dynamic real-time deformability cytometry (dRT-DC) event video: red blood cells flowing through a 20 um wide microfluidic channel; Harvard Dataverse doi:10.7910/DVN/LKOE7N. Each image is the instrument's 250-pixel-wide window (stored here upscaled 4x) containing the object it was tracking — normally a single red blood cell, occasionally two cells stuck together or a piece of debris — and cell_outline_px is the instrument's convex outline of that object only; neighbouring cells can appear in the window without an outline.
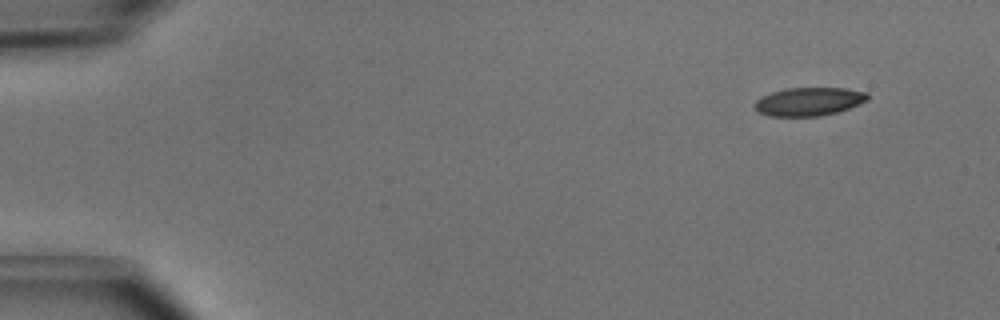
{"species": "common noctule bat (a hibernating species)", "species_latin": "Nyctalus noctula", "temperature_condition": "cold", "stored_images_in_passage": 4, "camera_frame_rate_fps": 3000, "um_per_image_px": 0.085, "animal": {"sex": "male", "body_mass_g": 15.6}, "frame": {"image": 1, "passage_image": 1, "time_ms": 0.0, "image_size_px": [1000, 320], "cell_outline_px": [[868, 100], [848, 108], [836, 112], [820, 116], [768, 116], [756, 112], [752, 108], [756, 100], [772, 92], [788, 88], [844, 88], [868, 92]], "centroid_in_image_um": [68.72, 8.64], "position_along_channel_um": 16.3, "area_um2": 18.67}}
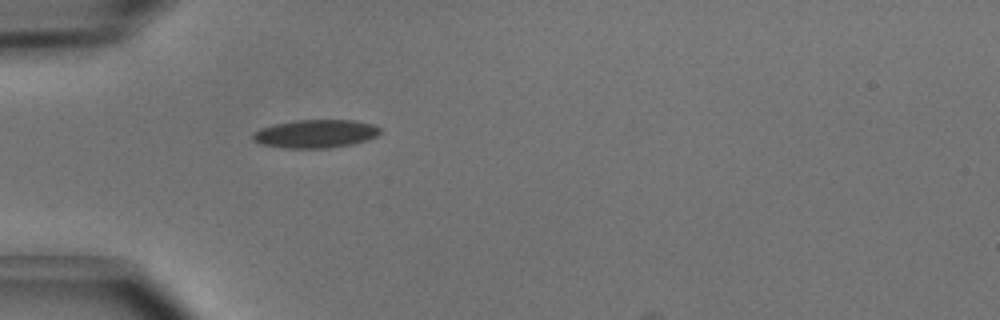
{"frame": {"image": 2, "passage_image": 4, "time_ms": 1.0, "image_size_px": [1000, 320], "cell_outline_px": [[380, 132], [376, 136], [368, 140], [352, 144], [328, 148], [284, 148], [260, 144], [252, 140], [252, 132], [260, 128], [272, 124], [296, 120], [356, 120], [372, 124], [380, 128]], "centroid_in_image_um": [26.78, 11.37], "position_along_channel_um": 58.2, "area_um2": 21.15}}